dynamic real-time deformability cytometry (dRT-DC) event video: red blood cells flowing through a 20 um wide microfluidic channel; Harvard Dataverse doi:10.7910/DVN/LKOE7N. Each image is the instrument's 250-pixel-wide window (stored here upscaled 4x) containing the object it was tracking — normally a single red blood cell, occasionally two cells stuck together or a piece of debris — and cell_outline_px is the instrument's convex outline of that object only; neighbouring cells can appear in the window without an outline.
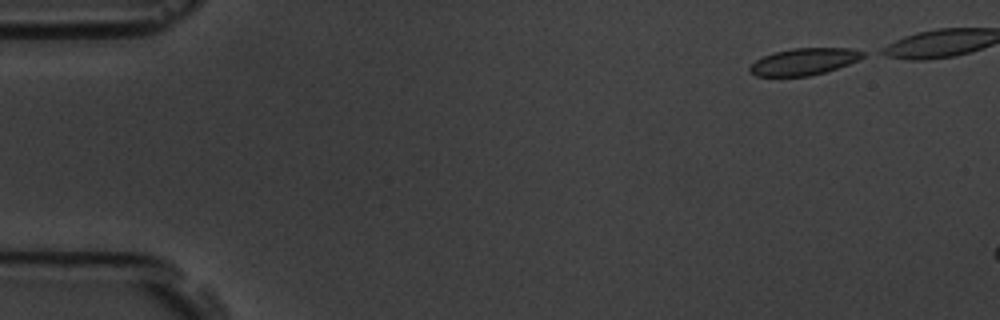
{"species": "common noctule bat (a hibernating species)", "species_latin": "Nyctalus noctula", "temperature_condition": "room temperature", "stored_images_in_passage": 5, "camera_frame_rate_fps": 3000, "um_per_image_px": 0.085, "animal": {"sex": "male", "body_mass_g": 19.5, "forearm_length_mm": 54.6}, "frame": {"image": 1, "passage_image": 1, "time_ms": 0.0, "image_size_px": [1000, 320], "cell_outline_px": [[864, 56], [848, 64], [824, 72], [808, 76], [756, 76], [748, 72], [748, 68], [756, 60], [772, 52], [792, 48], [848, 48], [864, 52]], "centroid_in_image_um": [68.27, 5.23], "position_along_channel_um": 16.7, "area_um2": 17.51}}